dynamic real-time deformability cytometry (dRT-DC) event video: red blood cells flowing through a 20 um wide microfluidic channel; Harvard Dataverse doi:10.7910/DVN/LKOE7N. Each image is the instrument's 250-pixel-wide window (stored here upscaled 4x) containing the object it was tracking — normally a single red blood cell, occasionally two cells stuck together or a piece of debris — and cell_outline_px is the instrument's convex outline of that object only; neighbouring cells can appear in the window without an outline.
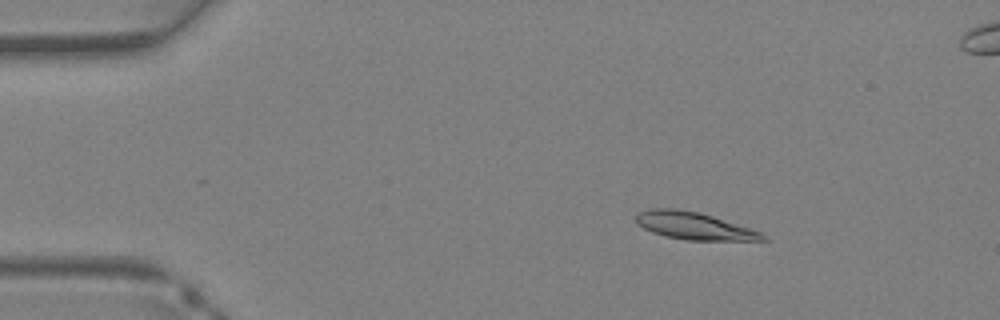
{"species": "Egyptian fruit bat (a non-hibernating species)", "species_latin": "Rousettus aegyptiacus", "temperature_condition": "warm", "stored_images_in_passage": 38, "segment_of_instrument_passage": [1, 2], "camera_frame_rate_fps": 3000, "um_per_image_px": 0.085, "animal": {"sex": "female"}, "frame": {"image": 1, "passage_image": 6, "time_ms": 1.667, "image_size_px": [1000, 320], "cell_outline_px": [[768, 240], [684, 240], [664, 236], [652, 232], [636, 224], [636, 216], [640, 212], [652, 208], [676, 208], [700, 212], [760, 232]], "centroid_in_image_um": [58.92, 19.19], "position_along_channel_um": 26.1, "area_um2": 19.94}}
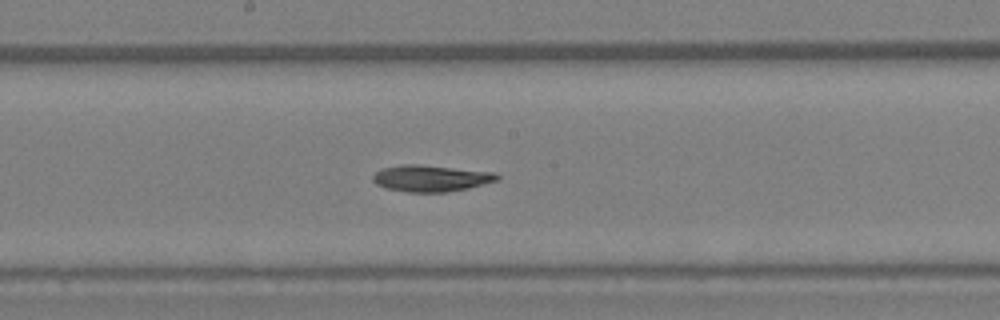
{"frame": {"image": 2, "passage_image": 20, "time_ms": 6.333, "image_size_px": [1000, 320], "cell_outline_px": [[500, 180], [468, 188], [448, 192], [408, 192], [384, 188], [376, 184], [372, 180], [372, 176], [376, 172], [384, 168], [404, 164], [420, 164], [496, 172], [500, 176]], "centroid_in_image_um": [36.66, 15.15], "position_along_channel_um": 211.5, "area_um2": 19.36}}
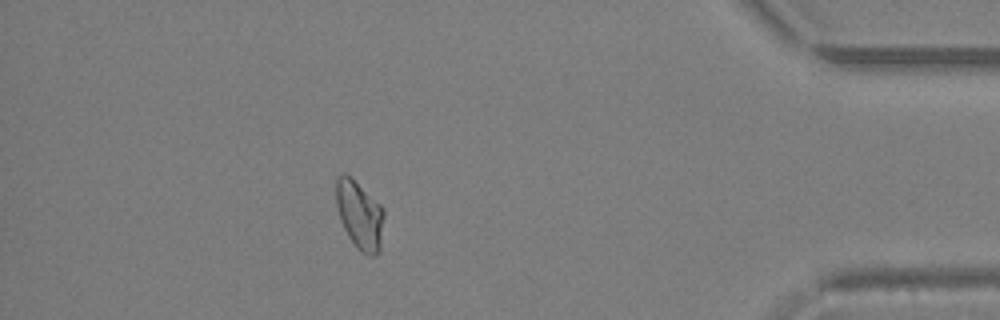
{"frame": {"image": 3, "passage_image": 33, "time_ms": 10.667, "image_size_px": [1000, 320], "cell_outline_px": [[384, 216], [380, 252], [376, 256], [368, 256], [360, 252], [356, 248], [348, 236], [340, 220], [336, 204], [336, 176], [340, 172], [344, 172], [380, 204], [384, 208]], "centroid_in_image_um": [30.57, 18.31], "position_along_channel_um": 404.6, "area_um2": 19.25}}